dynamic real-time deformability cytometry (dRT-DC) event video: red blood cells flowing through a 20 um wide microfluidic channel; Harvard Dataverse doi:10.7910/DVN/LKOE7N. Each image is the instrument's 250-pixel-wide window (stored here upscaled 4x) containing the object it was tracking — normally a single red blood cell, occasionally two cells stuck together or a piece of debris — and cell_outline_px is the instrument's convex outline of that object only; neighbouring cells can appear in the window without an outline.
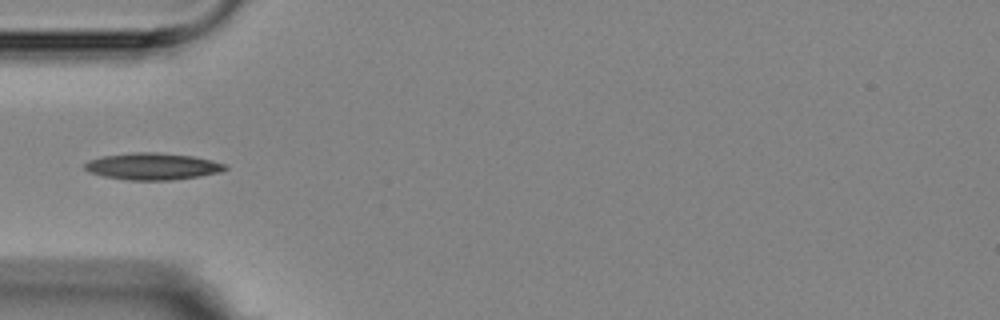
{"species": "Egyptian fruit bat (a non-hibernating species)", "species_latin": "Rousettus aegyptiacus", "temperature_condition": "room temperature", "stored_images_in_passage": 2, "camera_frame_rate_fps": 3000, "um_per_image_px": 0.085, "animal": {"sex": "female"}, "frame": {"image": 1, "passage_image": 2, "time_ms": 1.333, "image_size_px": [1000, 320], "cell_outline_px": [[228, 168], [220, 172], [200, 176], [172, 180], [128, 180], [104, 176], [88, 172], [84, 168], [84, 164], [88, 160], [100, 156], [132, 152], [160, 152], [192, 156], [212, 160], [224, 164]], "centroid_in_image_um": [12.93, 14.13], "position_along_channel_um": 72.1, "area_um2": 22.08}}